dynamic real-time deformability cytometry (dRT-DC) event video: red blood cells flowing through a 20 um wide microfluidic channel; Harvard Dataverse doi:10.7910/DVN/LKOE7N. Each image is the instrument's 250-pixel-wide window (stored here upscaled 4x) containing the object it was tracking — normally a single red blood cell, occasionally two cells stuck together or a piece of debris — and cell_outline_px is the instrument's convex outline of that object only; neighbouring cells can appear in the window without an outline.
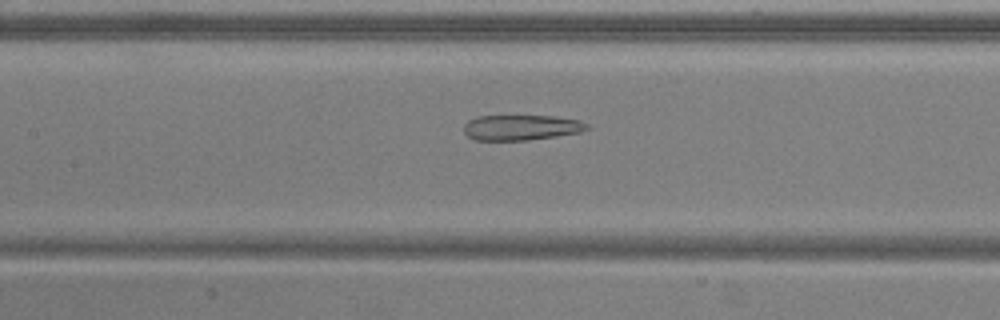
{"species": "common noctule bat (a hibernating species)", "species_latin": "Nyctalus noctula", "temperature_condition": "warm", "stored_images_in_passage": 48, "camera_frame_rate_fps": 3000, "um_per_image_px": 0.085, "animal": {"sex": "male", "body_mass_g": 20.5, "forearm_length_mm": 52.5}, "frame": {"image": 1, "passage_image": 19, "time_ms": 6.0, "image_size_px": [1000, 320], "cell_outline_px": [[592, 128], [580, 132], [556, 136], [528, 140], [476, 140], [468, 136], [464, 132], [464, 124], [468, 120], [476, 116], [556, 116], [580, 120], [588, 124]], "centroid_in_image_um": [44.33, 10.83], "position_along_channel_um": 163.1, "area_um2": 18.32}}
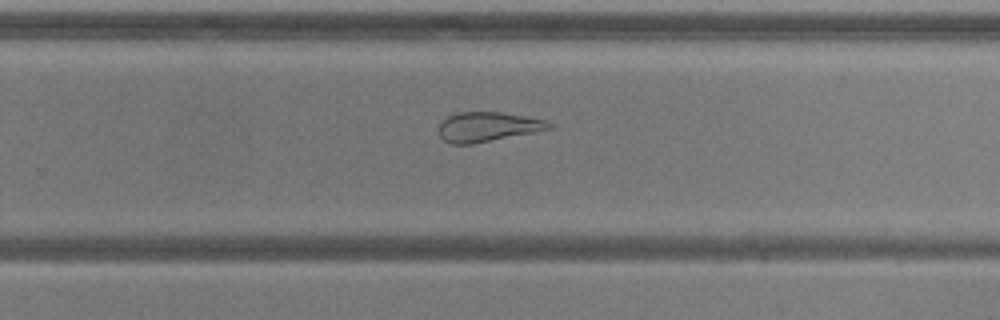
{"frame": {"image": 2, "passage_image": 29, "time_ms": 9.333, "image_size_px": [1000, 320], "cell_outline_px": [[552, 128], [536, 132], [472, 144], [452, 144], [444, 140], [440, 136], [440, 124], [448, 116], [460, 112], [500, 112], [524, 116], [544, 120], [552, 124]], "centroid_in_image_um": [41.46, 10.78], "position_along_channel_um": 288.3, "area_um2": 18.79}}
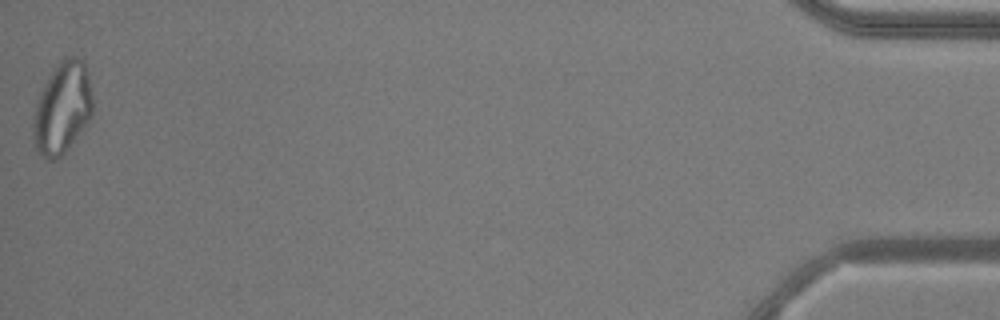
{"frame": {"image": 3, "passage_image": 48, "time_ms": 15.667, "image_size_px": [1000, 320], "cell_outline_px": [[92, 116], [84, 128], [64, 152], [60, 156], [52, 160], [44, 160], [36, 148], [32, 128], [32, 124], [36, 104], [40, 92], [56, 64], [60, 60], [68, 56], [76, 56], [84, 60], [88, 72], [92, 96]], "centroid_in_image_um": [5.31, 9.16], "position_along_channel_um": 429.9, "area_um2": 31.79}, "authors_computed_cell_mechanics": {"area_um2": 25.9233, "velocity_mm_per_s": 3.7744, "shape_relaxation_time_tau1_ms": null, "shape_relaxation_time_tau2_ms": 3.0605, "deformation_change_tau1": null, "deformation_change_tau2": 0.139}}